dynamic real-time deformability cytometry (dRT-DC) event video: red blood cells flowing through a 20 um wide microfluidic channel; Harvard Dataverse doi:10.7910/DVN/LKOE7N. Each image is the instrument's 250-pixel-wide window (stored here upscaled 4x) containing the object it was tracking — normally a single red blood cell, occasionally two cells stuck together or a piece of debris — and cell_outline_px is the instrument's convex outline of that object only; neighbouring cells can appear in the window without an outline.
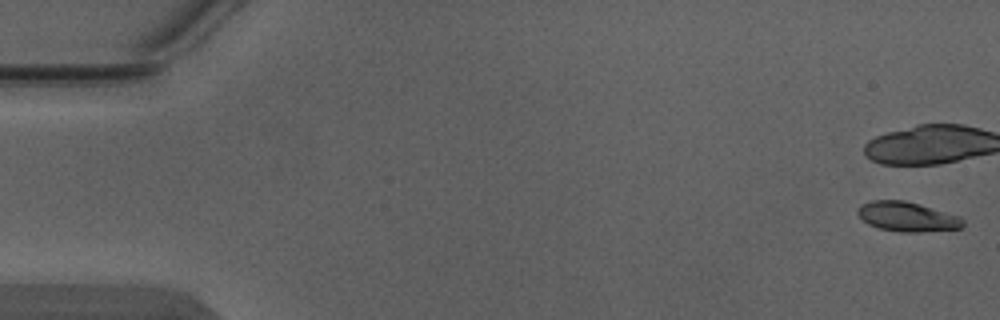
{"species": "Egyptian fruit bat (a non-hibernating species)", "species_latin": "Rousettus aegyptiacus", "temperature_condition": "warm", "stored_images_in_passage": 5, "camera_frame_rate_fps": 3000, "um_per_image_px": 0.085, "animal": {"sex": "male"}, "frame": {"image": 1, "passage_image": 1, "time_ms": 0.0, "image_size_px": [1000, 320], "cell_outline_px": [[964, 224], [960, 228], [920, 232], [900, 232], [880, 228], [868, 224], [856, 212], [860, 204], [872, 200], [904, 200], [920, 204], [960, 216], [964, 220]], "centroid_in_image_um": [77.11, 18.41], "position_along_channel_um": 7.9, "area_um2": 18.15}}